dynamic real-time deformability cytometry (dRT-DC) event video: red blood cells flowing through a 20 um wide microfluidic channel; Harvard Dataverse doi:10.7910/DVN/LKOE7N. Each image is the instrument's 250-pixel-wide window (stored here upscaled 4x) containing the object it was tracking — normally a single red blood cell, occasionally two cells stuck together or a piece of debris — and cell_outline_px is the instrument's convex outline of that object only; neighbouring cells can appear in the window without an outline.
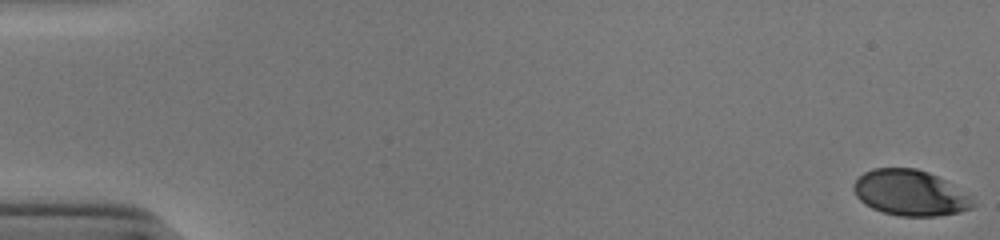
{"species": "human", "species_latin": "Homo sapiens", "temperature_condition": "cold", "stored_images_in_passage": 53, "camera_frame_rate_fps": 3000, "um_per_image_px": 0.085, "donor": {"sex": "male"}, "frame": {"image": 1, "passage_image": 1, "time_ms": 0.0, "image_size_px": [1000, 240], "cell_outline_px": [[976, 204], [972, 208], [960, 212], [936, 216], [900, 216], [884, 212], [872, 208], [864, 204], [856, 196], [852, 188], [852, 184], [864, 172], [872, 168], [916, 168], [928, 172], [944, 180], [968, 196]], "centroid_in_image_um": [77.31, 16.4], "position_along_channel_um": 7.7, "area_um2": 31.5}}
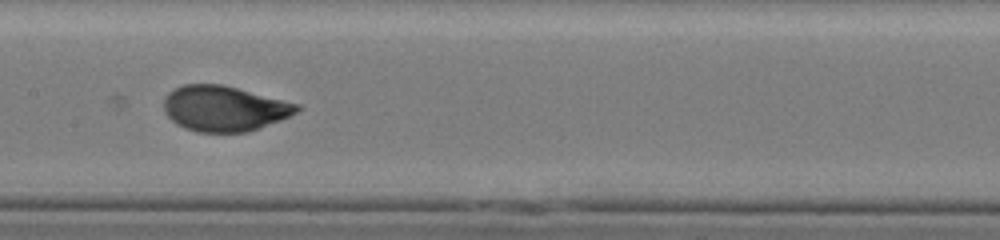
{"frame": {"image": 2, "passage_image": 28, "time_ms": 9.0, "image_size_px": [1000, 240], "cell_outline_px": [[300, 108], [296, 112], [280, 120], [248, 132], [196, 132], [184, 128], [176, 124], [164, 112], [164, 96], [168, 92], [184, 84], [220, 84], [300, 104]], "centroid_in_image_um": [19.02, 9.23], "position_along_channel_um": 188.4, "area_um2": 35.03}}
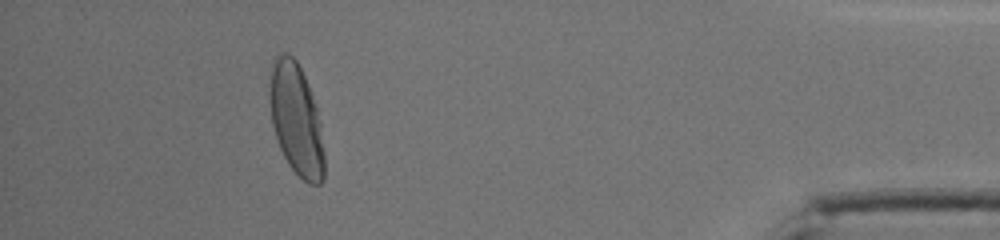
{"frame": {"image": 3, "passage_image": 49, "time_ms": 16.0, "image_size_px": [1000, 240], "cell_outline_px": [[324, 180], [320, 184], [308, 184], [288, 164], [276, 140], [272, 124], [272, 64], [276, 56], [280, 52], [288, 52], [296, 60], [308, 84], [316, 108], [320, 124], [324, 152]], "centroid_in_image_um": [25.21, 10.2], "position_along_channel_um": 410.0, "area_um2": 34.68}, "authors_computed_cell_mechanics": {"area_um2": 34.4488, "velocity_mm_per_s": 3.8911, "shape_relaxation_time_tau1_ms": 3.4494, "shape_relaxation_time_tau2_ms": null, "deformation_change_tau1": 0.1498, "deformation_change_tau2": null}}